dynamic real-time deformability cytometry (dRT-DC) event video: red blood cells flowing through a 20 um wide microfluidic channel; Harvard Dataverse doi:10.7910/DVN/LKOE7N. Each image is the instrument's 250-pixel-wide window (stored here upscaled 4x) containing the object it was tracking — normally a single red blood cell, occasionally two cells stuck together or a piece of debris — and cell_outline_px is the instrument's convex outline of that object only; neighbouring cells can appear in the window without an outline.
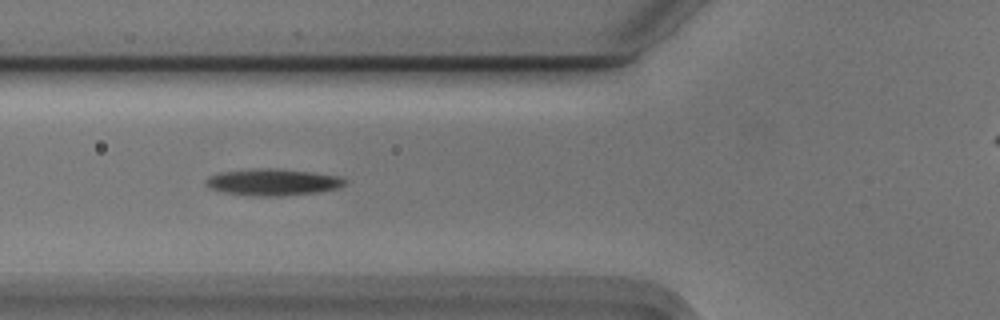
{"species": "Egyptian fruit bat (a non-hibernating species)", "species_latin": "Rousettus aegyptiacus", "temperature_condition": "cold", "stored_images_in_passage": 37, "camera_frame_rate_fps": 3000, "um_per_image_px": 0.085, "animal": {"sex": "male"}, "frame": {"image": 1, "passage_image": 8, "time_ms": 2.333, "image_size_px": [1000, 320], "cell_outline_px": [[348, 180], [344, 184], [336, 188], [320, 192], [280, 196], [252, 196], [220, 192], [208, 188], [204, 184], [204, 180], [208, 176], [220, 172], [260, 168], [268, 168], [308, 172], [336, 176]], "centroid_in_image_um": [23.09, 15.5], "position_along_channel_um": 102.7, "area_um2": 21.56}}
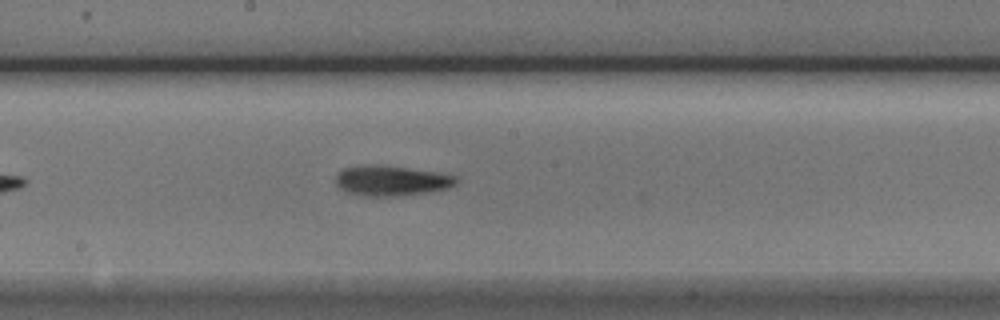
{"frame": {"image": 2, "passage_image": 17, "time_ms": 5.333, "image_size_px": [1000, 320], "cell_outline_px": [[460, 180], [456, 184], [448, 188], [432, 192], [400, 196], [360, 196], [344, 192], [336, 184], [336, 172], [344, 168], [364, 164], [376, 164], [436, 172], [456, 176]], "centroid_in_image_um": [33.24, 15.37], "position_along_channel_um": 215.0, "area_um2": 21.62}}
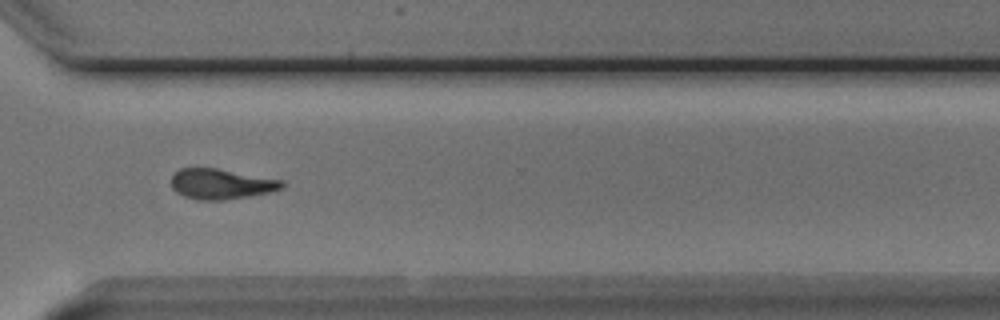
{"frame": {"image": 3, "passage_image": 28, "time_ms": 9.0, "image_size_px": [1000, 320], "cell_outline_px": [[284, 188], [268, 192], [248, 196], [224, 200], [196, 200], [184, 196], [176, 192], [172, 188], [172, 176], [180, 168], [216, 168], [284, 180]], "centroid_in_image_um": [18.8, 15.64], "position_along_channel_um": 351.8, "area_um2": 19.54}}